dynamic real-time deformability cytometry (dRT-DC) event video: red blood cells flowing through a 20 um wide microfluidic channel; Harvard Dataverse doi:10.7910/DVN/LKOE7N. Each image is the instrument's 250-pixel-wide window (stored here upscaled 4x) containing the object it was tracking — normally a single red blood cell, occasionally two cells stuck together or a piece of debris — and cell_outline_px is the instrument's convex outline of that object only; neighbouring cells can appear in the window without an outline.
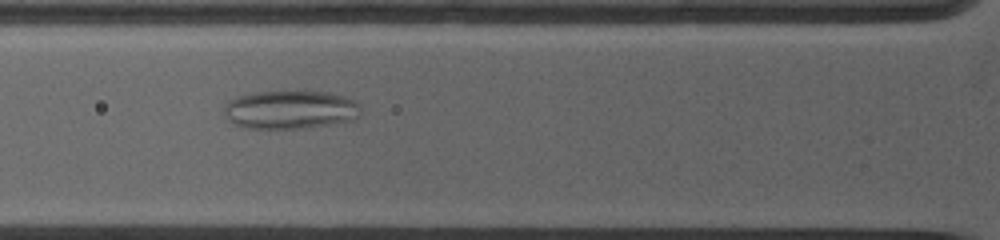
{"species": "common noctule bat (a hibernating species)", "species_latin": "Nyctalus noctula", "temperature_condition": "warm", "stored_images_in_passage": 39, "camera_frame_rate_fps": 5000, "um_per_image_px": 0.085, "animal": {"sex": "female", "body_mass_g": 19.0, "forearm_length_mm": 53.3}, "frame": {"image": 1, "passage_image": 11, "time_ms": 3.6, "image_size_px": [1000, 240], "cell_outline_px": [[360, 112], [356, 120], [332, 124], [300, 128], [248, 128], [232, 124], [224, 116], [224, 104], [228, 100], [236, 96], [256, 92], [328, 92], [344, 96], [360, 104]], "centroid_in_image_um": [24.65, 9.33], "position_along_channel_um": 101.2, "area_um2": 30.75}}
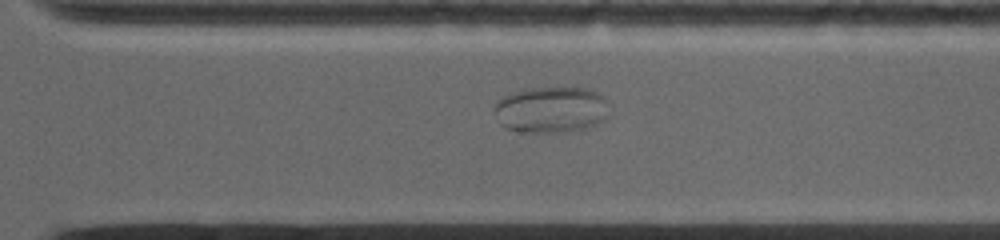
{"frame": {"image": 2, "passage_image": 29, "time_ms": 9.4, "image_size_px": [1000, 240], "cell_outline_px": [[608, 120], [588, 128], [564, 132], [520, 132], [504, 128], [500, 124], [496, 112], [496, 104], [504, 96], [512, 92], [524, 88], [588, 88], [604, 96], [608, 116]], "centroid_in_image_um": [46.88, 9.34], "position_along_channel_um": 323.7, "area_um2": 31.1}}
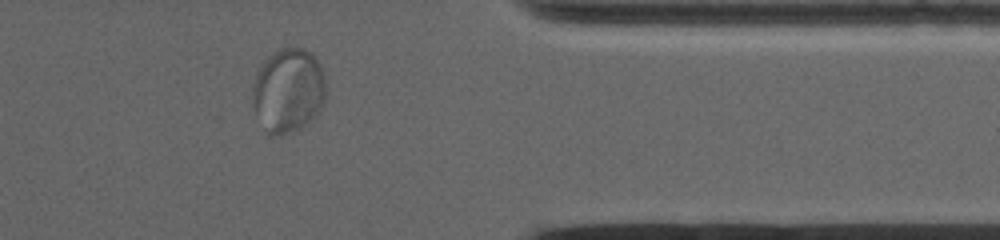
{"frame": {"image": 3, "passage_image": 34, "time_ms": 11.4, "image_size_px": [1000, 240], "cell_outline_px": [[324, 100], [316, 116], [300, 128], [280, 136], [268, 136], [264, 132], [256, 112], [252, 100], [252, 84], [256, 72], [268, 56], [280, 48], [304, 48], [320, 64], [324, 76]], "centroid_in_image_um": [24.46, 7.72], "position_along_channel_um": 386.9, "area_um2": 36.07}}